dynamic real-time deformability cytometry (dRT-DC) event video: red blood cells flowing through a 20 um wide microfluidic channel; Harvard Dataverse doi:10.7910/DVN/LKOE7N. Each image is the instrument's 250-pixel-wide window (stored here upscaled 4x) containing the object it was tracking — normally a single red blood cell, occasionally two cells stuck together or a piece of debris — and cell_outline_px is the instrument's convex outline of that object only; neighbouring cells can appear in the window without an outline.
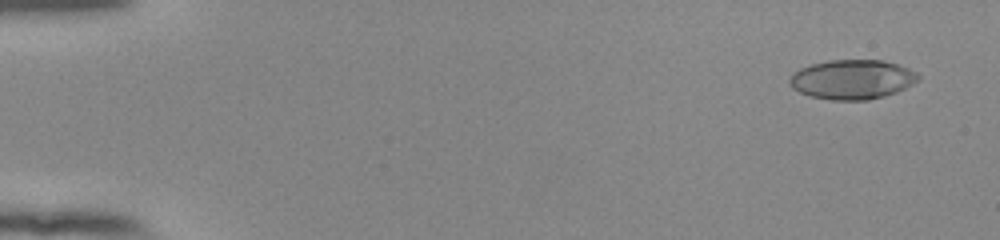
{"species": "human", "species_latin": "Homo sapiens", "temperature_condition": "room temperature", "stored_images_in_passage": 55, "camera_frame_rate_fps": 3000, "um_per_image_px": 0.085, "donor": {"sex": "female"}, "frame": {"image": 1, "passage_image": 4, "time_ms": 1.0, "image_size_px": [1000, 240], "cell_outline_px": [[920, 80], [896, 92], [884, 96], [868, 100], [832, 100], [808, 96], [792, 88], [788, 84], [788, 80], [792, 72], [800, 68], [812, 64], [828, 60], [884, 60], [908, 68], [916, 72], [920, 76]], "centroid_in_image_um": [72.41, 6.75], "position_along_channel_um": 12.6, "area_um2": 29.82}}
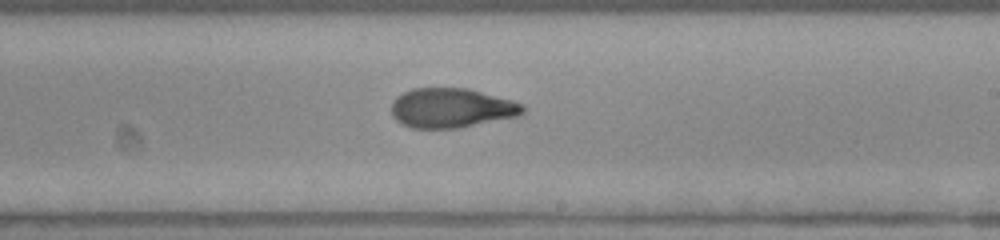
{"frame": {"image": 2, "passage_image": 34, "time_ms": 11.0, "image_size_px": [1000, 240], "cell_outline_px": [[524, 112], [520, 116], [460, 128], [412, 128], [396, 120], [392, 116], [392, 100], [396, 96], [412, 88], [468, 88], [512, 100], [524, 104]], "centroid_in_image_um": [38.39, 9.18], "position_along_channel_um": 250.6, "area_um2": 30.52}}
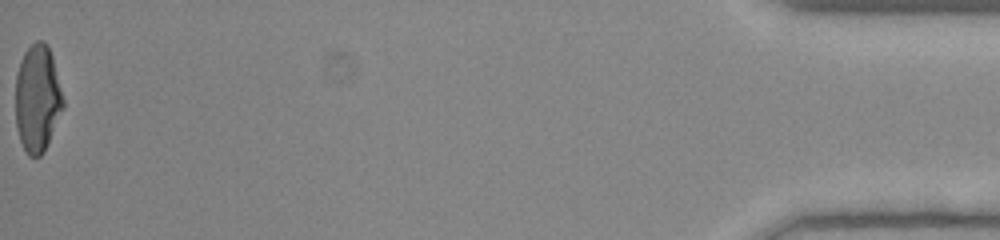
{"frame": {"image": 3, "passage_image": 55, "time_ms": 18.0, "image_size_px": [1000, 240], "cell_outline_px": [[64, 108], [44, 152], [40, 156], [28, 156], [24, 152], [16, 128], [16, 76], [20, 60], [24, 52], [36, 40], [44, 40], [48, 44], [52, 56], [64, 100]], "centroid_in_image_um": [3.18, 8.38], "position_along_channel_um": 432.0, "area_um2": 30.0}, "authors_computed_cell_mechanics": {"area_um2": 30.2872, "velocity_mm_per_s": 3.9081, "shape_relaxation_time_tau1_ms": null, "shape_relaxation_time_tau2_ms": 1.6699, "deformation_change_tau1": null, "deformation_change_tau2": 0.0831}}